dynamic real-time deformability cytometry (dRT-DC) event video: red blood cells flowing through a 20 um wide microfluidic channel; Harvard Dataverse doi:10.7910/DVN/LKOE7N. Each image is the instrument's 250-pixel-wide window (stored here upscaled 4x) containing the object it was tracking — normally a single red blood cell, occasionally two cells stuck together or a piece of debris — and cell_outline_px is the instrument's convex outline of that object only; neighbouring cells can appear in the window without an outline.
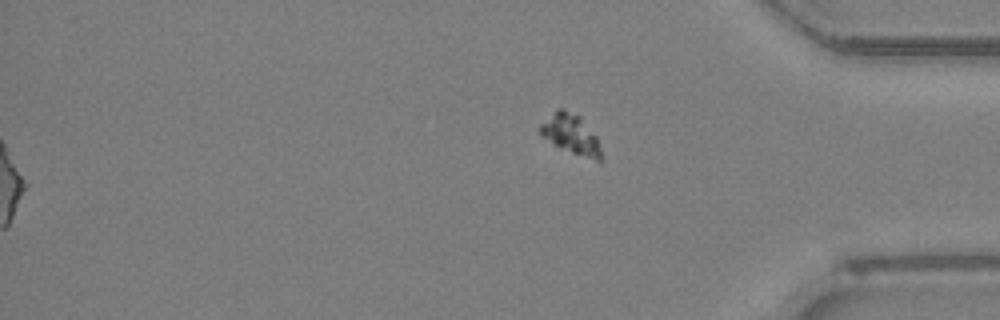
{"species": "Egyptian fruit bat (a non-hibernating species)", "species_latin": "Rousettus aegyptiacus", "temperature_condition": "room temperature", "stored_images_in_passage": 44, "segment_of_instrument_passage": [2, 2], "camera_frame_rate_fps": 3000, "um_per_image_px": 0.085, "animal": {"sex": "female"}, "frame": {"image": 1, "passage_image": 44, "time_ms": 14.333, "image_size_px": [1000, 320], "cell_outline_px": [[604, 160], [596, 160], [572, 152], [556, 144], [544, 136], [540, 132], [540, 124], [556, 108], [564, 108], [580, 116], [596, 136]], "centroid_in_image_um": [48.56, 11.36], "position_along_channel_um": 386.6, "area_um2": 13.7}}